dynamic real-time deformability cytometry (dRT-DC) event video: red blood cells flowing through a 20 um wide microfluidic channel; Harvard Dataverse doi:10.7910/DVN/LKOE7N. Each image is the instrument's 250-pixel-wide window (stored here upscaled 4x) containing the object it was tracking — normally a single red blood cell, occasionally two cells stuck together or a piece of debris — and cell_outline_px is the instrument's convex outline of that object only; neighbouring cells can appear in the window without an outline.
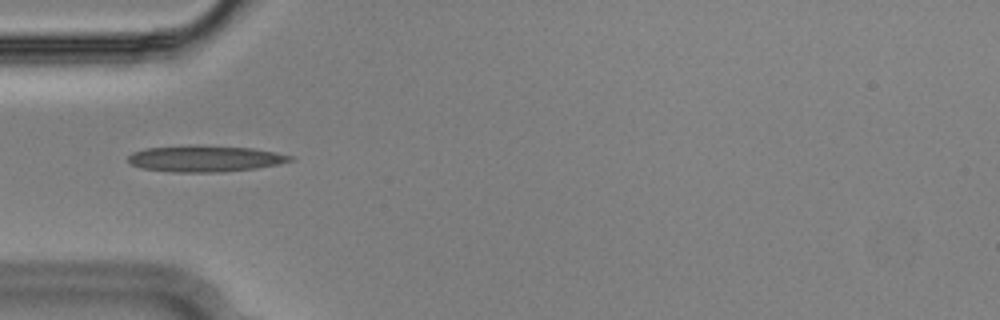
{"species": "Egyptian fruit bat (a non-hibernating species)", "species_latin": "Rousettus aegyptiacus", "temperature_condition": "cold", "stored_images_in_passage": 54, "camera_frame_rate_fps": 3000, "um_per_image_px": 0.085, "animal": {"sex": "male"}, "frame": {"image": 1, "passage_image": 16, "time_ms": 5.0, "image_size_px": [1000, 320], "cell_outline_px": [[296, 160], [280, 164], [256, 168], [224, 172], [172, 172], [140, 168], [132, 164], [128, 160], [128, 156], [132, 152], [144, 148], [188, 144], [196, 144], [252, 148], [276, 152], [292, 156]], "centroid_in_image_um": [17.42, 13.47], "position_along_channel_um": 67.6, "area_um2": 25.37}}
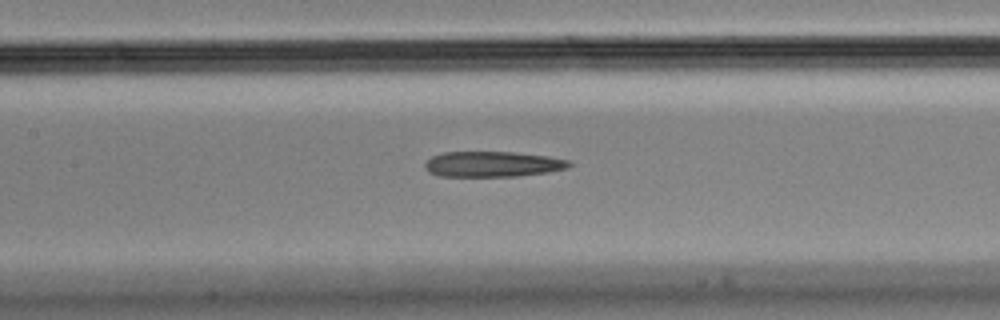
{"frame": {"image": 2, "passage_image": 24, "time_ms": 7.667, "image_size_px": [1000, 320], "cell_outline_px": [[572, 164], [568, 168], [548, 172], [516, 176], [440, 176], [428, 172], [424, 168], [424, 164], [432, 156], [444, 152], [512, 152], [548, 156], [572, 160]], "centroid_in_image_um": [41.89, 13.95], "position_along_channel_um": 165.5, "area_um2": 21.5}}
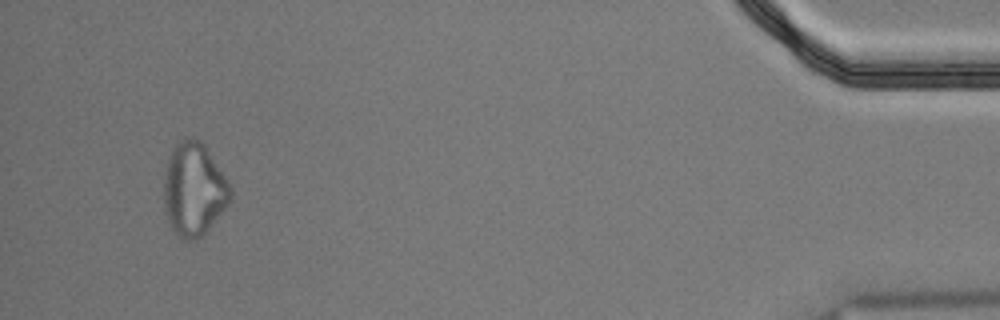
{"frame": {"image": 3, "passage_image": 51, "time_ms": 16.667, "image_size_px": [1000, 320], "cell_outline_px": [[232, 200], [208, 228], [200, 236], [192, 240], [184, 240], [176, 236], [168, 220], [164, 208], [164, 176], [168, 160], [176, 144], [180, 140], [188, 136], [196, 136], [204, 144], [228, 180], [232, 188]], "centroid_in_image_um": [16.49, 16.07], "position_along_channel_um": 418.7, "area_um2": 36.18}}